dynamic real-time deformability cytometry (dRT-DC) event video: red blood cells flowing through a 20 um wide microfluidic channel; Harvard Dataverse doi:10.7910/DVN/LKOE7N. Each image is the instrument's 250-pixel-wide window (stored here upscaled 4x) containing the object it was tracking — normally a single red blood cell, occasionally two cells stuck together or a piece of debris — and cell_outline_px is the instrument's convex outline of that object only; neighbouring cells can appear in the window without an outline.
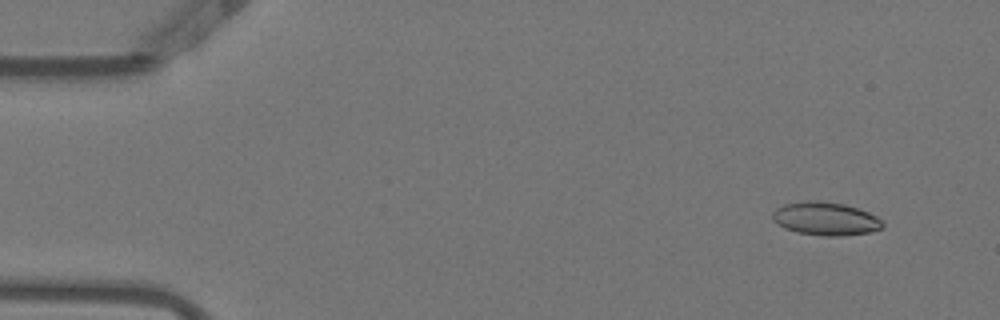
{"species": "Egyptian fruit bat (a non-hibernating species)", "species_latin": "Rousettus aegyptiacus", "temperature_condition": "warm", "stored_images_in_passage": 50, "camera_frame_rate_fps": 3000, "um_per_image_px": 0.085, "animal": {"sex": "female"}, "frame": {"image": 1, "passage_image": 2, "time_ms": 0.333, "image_size_px": [1000, 320], "cell_outline_px": [[884, 228], [872, 232], [840, 236], [820, 236], [796, 232], [784, 228], [772, 220], [772, 212], [776, 208], [784, 204], [808, 200], [816, 200], [844, 204], [868, 212], [876, 216], [884, 224]], "centroid_in_image_um": [70.16, 18.6], "position_along_channel_um": 14.8, "area_um2": 21.5}}
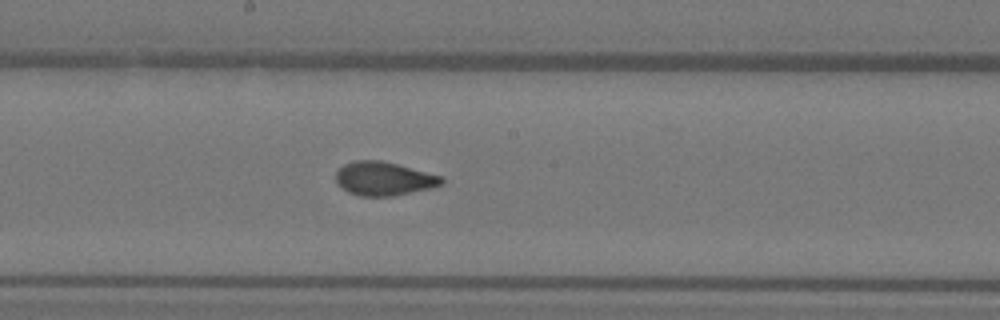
{"frame": {"image": 2, "passage_image": 26, "time_ms": 8.333, "image_size_px": [1000, 320], "cell_outline_px": [[444, 184], [428, 188], [392, 196], [360, 196], [348, 192], [340, 188], [336, 184], [336, 172], [344, 164], [356, 160], [380, 160], [444, 176]], "centroid_in_image_um": [32.6, 15.18], "position_along_channel_um": 215.6, "area_um2": 20.75}}
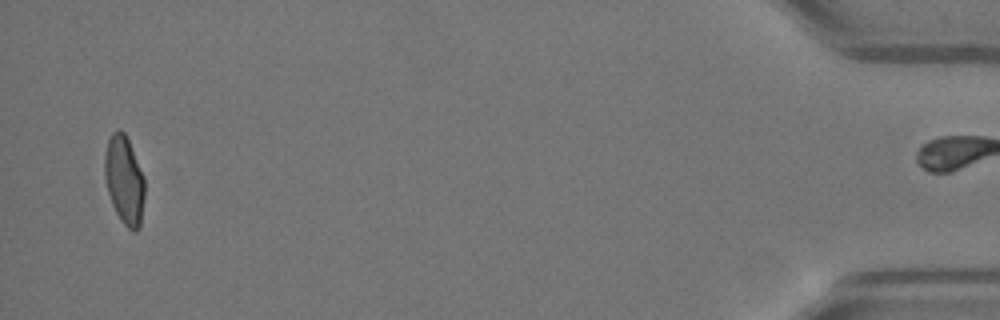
{"frame": {"image": 3, "passage_image": 49, "time_ms": 16.0, "image_size_px": [1000, 320], "cell_outline_px": [[144, 196], [140, 228], [136, 232], [132, 232], [120, 220], [112, 204], [108, 192], [104, 176], [104, 156], [108, 140], [112, 132], [120, 128], [124, 132], [128, 140], [144, 176]], "centroid_in_image_um": [10.56, 15.32], "position_along_channel_um": 424.6, "area_um2": 20.69}, "authors_computed_cell_mechanics": {"area_um2": 20.8658, "velocity_mm_per_s": 3.8564, "shape_relaxation_time_tau1_ms": 7.1541, "shape_relaxation_time_tau2_ms": 1.0189, "deformation_change_tau1": 0.2085, "deformation_change_tau2": 0.0732}}